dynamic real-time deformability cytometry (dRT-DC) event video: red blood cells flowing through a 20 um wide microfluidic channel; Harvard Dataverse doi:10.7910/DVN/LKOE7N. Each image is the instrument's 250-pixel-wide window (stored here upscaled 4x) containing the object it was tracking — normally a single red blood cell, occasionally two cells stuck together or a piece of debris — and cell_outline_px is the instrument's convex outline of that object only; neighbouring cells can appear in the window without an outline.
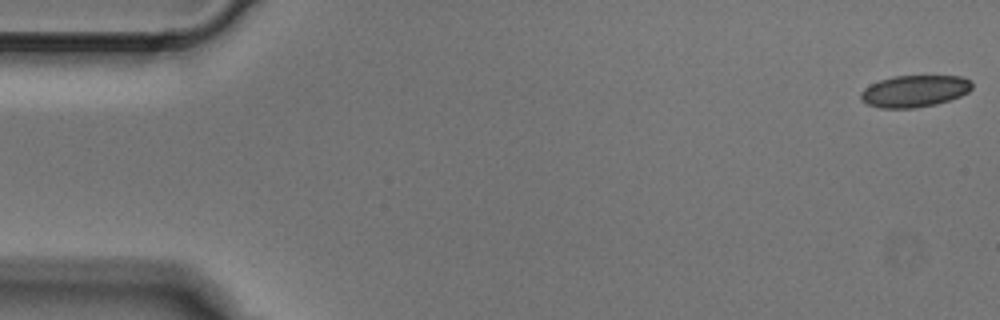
{"species": "Egyptian fruit bat (a non-hibernating species)", "species_latin": "Rousettus aegyptiacus", "temperature_condition": "cold", "stored_images_in_passage": 4, "camera_frame_rate_fps": 3000, "um_per_image_px": 0.085, "animal": {"sex": "male"}, "frame": {"image": 1, "passage_image": 1, "time_ms": 0.0, "image_size_px": [1000, 320], "cell_outline_px": [[972, 88], [968, 92], [960, 96], [936, 104], [912, 108], [880, 108], [868, 104], [860, 100], [860, 92], [864, 88], [880, 80], [892, 76], [964, 76], [972, 80]], "centroid_in_image_um": [77.74, 7.74], "position_along_channel_um": 7.3, "area_um2": 20.69}}
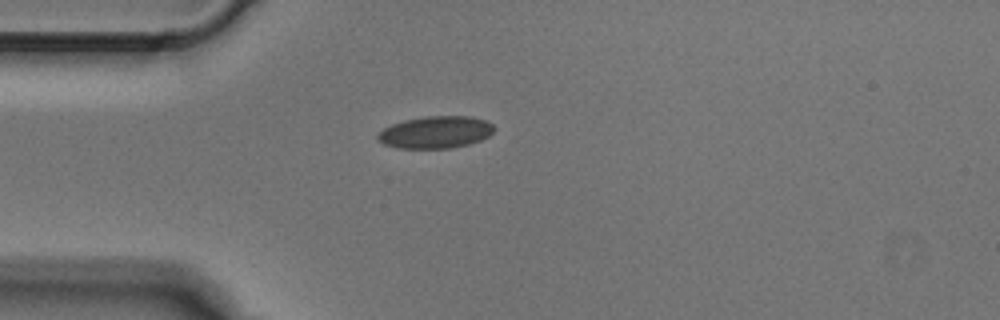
{"frame": {"image": 2, "passage_image": 4, "time_ms": 1.0, "image_size_px": [1000, 320], "cell_outline_px": [[496, 128], [488, 136], [480, 140], [468, 144], [452, 148], [396, 148], [384, 144], [376, 140], [376, 136], [384, 128], [392, 124], [404, 120], [424, 116], [472, 116], [484, 120], [492, 124]], "centroid_in_image_um": [37.01, 11.24], "position_along_channel_um": 48.0, "area_um2": 21.85}}